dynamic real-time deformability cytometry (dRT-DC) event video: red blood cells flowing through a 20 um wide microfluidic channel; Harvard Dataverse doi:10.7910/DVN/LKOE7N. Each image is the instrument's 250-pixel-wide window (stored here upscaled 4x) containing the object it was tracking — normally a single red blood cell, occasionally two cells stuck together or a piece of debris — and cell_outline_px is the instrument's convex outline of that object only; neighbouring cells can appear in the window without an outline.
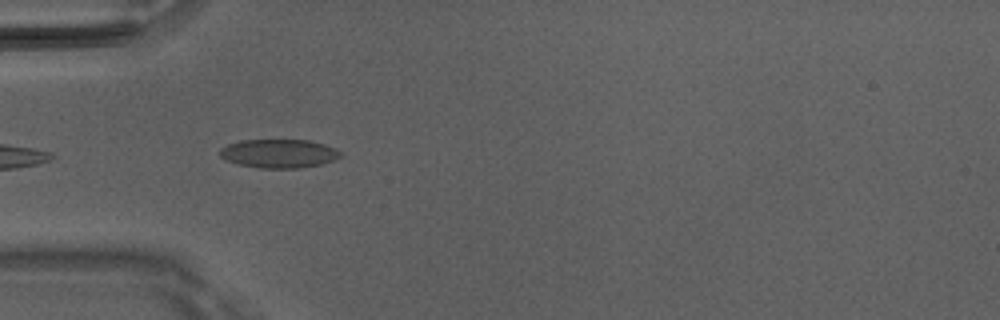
{"species": "Egyptian fruit bat (a non-hibernating species)", "species_latin": "Rousettus aegyptiacus", "temperature_condition": "room temperature", "stored_images_in_passage": 5, "camera_frame_rate_fps": 3000, "um_per_image_px": 0.085, "animal": {"sex": "male"}, "frame": {"image": 1, "passage_image": 2, "time_ms": 0.333, "image_size_px": [1000, 320], "cell_outline_px": [[344, 156], [324, 164], [300, 168], [260, 168], [240, 164], [228, 160], [220, 156], [220, 148], [228, 144], [240, 140], [308, 140], [324, 144], [336, 148], [344, 152]], "centroid_in_image_um": [23.79, 13.05], "position_along_channel_um": 61.2, "area_um2": 20.35}}